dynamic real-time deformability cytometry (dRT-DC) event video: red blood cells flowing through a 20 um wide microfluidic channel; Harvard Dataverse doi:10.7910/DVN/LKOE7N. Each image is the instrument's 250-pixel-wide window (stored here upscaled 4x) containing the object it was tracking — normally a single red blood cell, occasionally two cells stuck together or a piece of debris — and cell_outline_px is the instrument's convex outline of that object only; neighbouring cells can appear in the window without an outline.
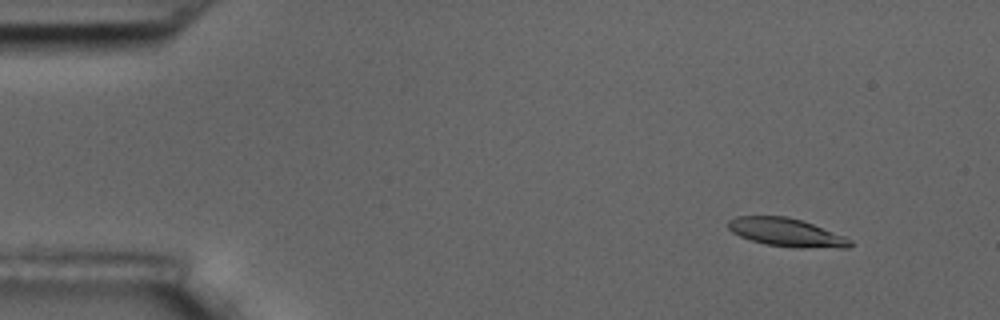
{"species": "common noctule bat (a hibernating species)", "species_latin": "Nyctalus noctula", "temperature_condition": "room temperature", "stored_images_in_passage": 5, "camera_frame_rate_fps": 3000, "um_per_image_px": 0.085, "animal": {"sex": "male", "body_mass_g": 17.5, "forearm_length_mm": 52.3}, "frame": {"image": 1, "passage_image": 2, "time_ms": 1.0, "image_size_px": [1000, 320], "cell_outline_px": [[856, 244], [848, 248], [840, 248], [764, 244], [740, 236], [732, 232], [728, 228], [728, 220], [736, 216], [788, 216], [812, 224], [844, 236], [852, 240]], "centroid_in_image_um": [66.84, 19.73], "position_along_channel_um": 18.2, "area_um2": 19.59}}
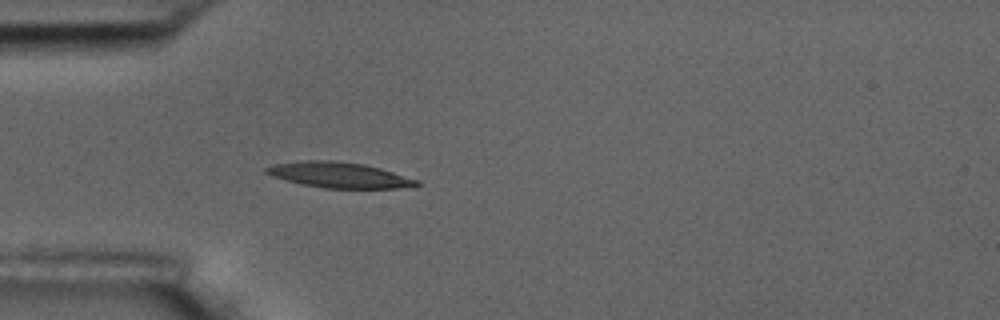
{"frame": {"image": 2, "passage_image": 5, "time_ms": 4.667, "image_size_px": [1000, 320], "cell_outline_px": [[420, 184], [416, 188], [324, 188], [300, 184], [272, 176], [264, 172], [264, 168], [272, 164], [300, 160], [332, 160], [364, 164], [380, 168], [420, 180]], "centroid_in_image_um": [28.84, 14.87], "position_along_channel_um": 56.2, "area_um2": 22.77}}